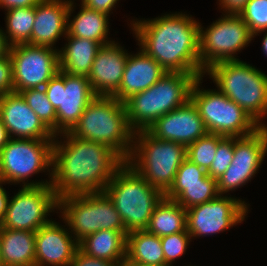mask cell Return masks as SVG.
<instances>
[{"label": "cell", "instance_id": "obj_1", "mask_svg": "<svg viewBox=\"0 0 267 266\" xmlns=\"http://www.w3.org/2000/svg\"><path fill=\"white\" fill-rule=\"evenodd\" d=\"M58 135H55L52 147L50 178L57 198L104 192L125 161L104 144L80 139L68 132Z\"/></svg>", "mask_w": 267, "mask_h": 266}, {"label": "cell", "instance_id": "obj_2", "mask_svg": "<svg viewBox=\"0 0 267 266\" xmlns=\"http://www.w3.org/2000/svg\"><path fill=\"white\" fill-rule=\"evenodd\" d=\"M131 22L140 49L167 72L204 77L205 70L201 67L199 58L201 23L192 15L176 12Z\"/></svg>", "mask_w": 267, "mask_h": 266}, {"label": "cell", "instance_id": "obj_3", "mask_svg": "<svg viewBox=\"0 0 267 266\" xmlns=\"http://www.w3.org/2000/svg\"><path fill=\"white\" fill-rule=\"evenodd\" d=\"M68 133L110 147L125 162L130 157L134 131L127 121L125 103L113 96H96Z\"/></svg>", "mask_w": 267, "mask_h": 266}, {"label": "cell", "instance_id": "obj_4", "mask_svg": "<svg viewBox=\"0 0 267 266\" xmlns=\"http://www.w3.org/2000/svg\"><path fill=\"white\" fill-rule=\"evenodd\" d=\"M197 78L196 74L167 72L150 88L132 95L124 102L130 128L148 130L158 118L184 106Z\"/></svg>", "mask_w": 267, "mask_h": 266}, {"label": "cell", "instance_id": "obj_5", "mask_svg": "<svg viewBox=\"0 0 267 266\" xmlns=\"http://www.w3.org/2000/svg\"><path fill=\"white\" fill-rule=\"evenodd\" d=\"M205 74L217 89L243 108L261 127L267 116V75L241 61H221L211 65ZM262 120V121H261Z\"/></svg>", "mask_w": 267, "mask_h": 266}, {"label": "cell", "instance_id": "obj_6", "mask_svg": "<svg viewBox=\"0 0 267 266\" xmlns=\"http://www.w3.org/2000/svg\"><path fill=\"white\" fill-rule=\"evenodd\" d=\"M104 192L113 202L128 233L145 230L156 205L164 197L126 162L115 172Z\"/></svg>", "mask_w": 267, "mask_h": 266}, {"label": "cell", "instance_id": "obj_7", "mask_svg": "<svg viewBox=\"0 0 267 266\" xmlns=\"http://www.w3.org/2000/svg\"><path fill=\"white\" fill-rule=\"evenodd\" d=\"M186 146L160 140L147 130L134 132L128 163L152 187L165 194L173 184L176 172L187 156Z\"/></svg>", "mask_w": 267, "mask_h": 266}, {"label": "cell", "instance_id": "obj_8", "mask_svg": "<svg viewBox=\"0 0 267 266\" xmlns=\"http://www.w3.org/2000/svg\"><path fill=\"white\" fill-rule=\"evenodd\" d=\"M202 77L191 88L190 100L197 107L208 133L224 137H245L261 126L238 104L218 89H200Z\"/></svg>", "mask_w": 267, "mask_h": 266}, {"label": "cell", "instance_id": "obj_9", "mask_svg": "<svg viewBox=\"0 0 267 266\" xmlns=\"http://www.w3.org/2000/svg\"><path fill=\"white\" fill-rule=\"evenodd\" d=\"M54 140L11 138L0 151V179L22 187L51 185L49 181H31L29 178L41 171L52 177V147ZM27 179V182H26Z\"/></svg>", "mask_w": 267, "mask_h": 266}, {"label": "cell", "instance_id": "obj_10", "mask_svg": "<svg viewBox=\"0 0 267 266\" xmlns=\"http://www.w3.org/2000/svg\"><path fill=\"white\" fill-rule=\"evenodd\" d=\"M253 38L248 25L235 13H225L206 29L199 25L201 67L207 70L217 62L240 60L236 58L237 52L247 47Z\"/></svg>", "mask_w": 267, "mask_h": 266}, {"label": "cell", "instance_id": "obj_11", "mask_svg": "<svg viewBox=\"0 0 267 266\" xmlns=\"http://www.w3.org/2000/svg\"><path fill=\"white\" fill-rule=\"evenodd\" d=\"M44 90L56 110L57 135L69 132L96 97L88 77L71 75L61 70L46 83Z\"/></svg>", "mask_w": 267, "mask_h": 266}, {"label": "cell", "instance_id": "obj_12", "mask_svg": "<svg viewBox=\"0 0 267 266\" xmlns=\"http://www.w3.org/2000/svg\"><path fill=\"white\" fill-rule=\"evenodd\" d=\"M58 209V198L52 185L22 187L8 199L1 228L36 232L52 219L50 212Z\"/></svg>", "mask_w": 267, "mask_h": 266}, {"label": "cell", "instance_id": "obj_13", "mask_svg": "<svg viewBox=\"0 0 267 266\" xmlns=\"http://www.w3.org/2000/svg\"><path fill=\"white\" fill-rule=\"evenodd\" d=\"M13 92L41 88L60 70L58 49L18 44L9 48Z\"/></svg>", "mask_w": 267, "mask_h": 266}, {"label": "cell", "instance_id": "obj_14", "mask_svg": "<svg viewBox=\"0 0 267 266\" xmlns=\"http://www.w3.org/2000/svg\"><path fill=\"white\" fill-rule=\"evenodd\" d=\"M250 204L231 195L186 209L187 232L193 237L217 234L243 222Z\"/></svg>", "mask_w": 267, "mask_h": 266}, {"label": "cell", "instance_id": "obj_15", "mask_svg": "<svg viewBox=\"0 0 267 266\" xmlns=\"http://www.w3.org/2000/svg\"><path fill=\"white\" fill-rule=\"evenodd\" d=\"M267 153V127L245 137H235L234 156L231 165L217 179L219 195L246 185L255 176Z\"/></svg>", "mask_w": 267, "mask_h": 266}, {"label": "cell", "instance_id": "obj_16", "mask_svg": "<svg viewBox=\"0 0 267 266\" xmlns=\"http://www.w3.org/2000/svg\"><path fill=\"white\" fill-rule=\"evenodd\" d=\"M0 119L10 138L54 140L55 134L27 105L20 93L0 96Z\"/></svg>", "mask_w": 267, "mask_h": 266}, {"label": "cell", "instance_id": "obj_17", "mask_svg": "<svg viewBox=\"0 0 267 266\" xmlns=\"http://www.w3.org/2000/svg\"><path fill=\"white\" fill-rule=\"evenodd\" d=\"M147 131L155 138L181 143L186 147L208 133L191 100L158 118Z\"/></svg>", "mask_w": 267, "mask_h": 266}, {"label": "cell", "instance_id": "obj_18", "mask_svg": "<svg viewBox=\"0 0 267 266\" xmlns=\"http://www.w3.org/2000/svg\"><path fill=\"white\" fill-rule=\"evenodd\" d=\"M54 220L35 232V266H69L78 241Z\"/></svg>", "mask_w": 267, "mask_h": 266}, {"label": "cell", "instance_id": "obj_19", "mask_svg": "<svg viewBox=\"0 0 267 266\" xmlns=\"http://www.w3.org/2000/svg\"><path fill=\"white\" fill-rule=\"evenodd\" d=\"M128 54L115 41L100 48L88 75L96 96H113L119 90Z\"/></svg>", "mask_w": 267, "mask_h": 266}, {"label": "cell", "instance_id": "obj_20", "mask_svg": "<svg viewBox=\"0 0 267 266\" xmlns=\"http://www.w3.org/2000/svg\"><path fill=\"white\" fill-rule=\"evenodd\" d=\"M71 0H41L36 5L31 39L27 44L48 46L67 35V15Z\"/></svg>", "mask_w": 267, "mask_h": 266}, {"label": "cell", "instance_id": "obj_21", "mask_svg": "<svg viewBox=\"0 0 267 266\" xmlns=\"http://www.w3.org/2000/svg\"><path fill=\"white\" fill-rule=\"evenodd\" d=\"M167 71L143 50L128 54L125 70L119 90L113 95L117 100L125 102L132 95L150 88Z\"/></svg>", "mask_w": 267, "mask_h": 266}, {"label": "cell", "instance_id": "obj_22", "mask_svg": "<svg viewBox=\"0 0 267 266\" xmlns=\"http://www.w3.org/2000/svg\"><path fill=\"white\" fill-rule=\"evenodd\" d=\"M59 217L79 242L97 232L96 193L68 195L58 199Z\"/></svg>", "mask_w": 267, "mask_h": 266}, {"label": "cell", "instance_id": "obj_23", "mask_svg": "<svg viewBox=\"0 0 267 266\" xmlns=\"http://www.w3.org/2000/svg\"><path fill=\"white\" fill-rule=\"evenodd\" d=\"M66 43L58 49L59 69L71 75L88 77L91 66L102 45L96 41L70 35Z\"/></svg>", "mask_w": 267, "mask_h": 266}, {"label": "cell", "instance_id": "obj_24", "mask_svg": "<svg viewBox=\"0 0 267 266\" xmlns=\"http://www.w3.org/2000/svg\"><path fill=\"white\" fill-rule=\"evenodd\" d=\"M74 0H71L67 15V34L74 37L89 39L100 43L102 46L114 42L108 40L109 15L91 10L81 4V9L70 20L74 8Z\"/></svg>", "mask_w": 267, "mask_h": 266}, {"label": "cell", "instance_id": "obj_25", "mask_svg": "<svg viewBox=\"0 0 267 266\" xmlns=\"http://www.w3.org/2000/svg\"><path fill=\"white\" fill-rule=\"evenodd\" d=\"M35 232L0 227L3 266H35Z\"/></svg>", "mask_w": 267, "mask_h": 266}, {"label": "cell", "instance_id": "obj_26", "mask_svg": "<svg viewBox=\"0 0 267 266\" xmlns=\"http://www.w3.org/2000/svg\"><path fill=\"white\" fill-rule=\"evenodd\" d=\"M127 235L116 230H100L78 242L79 249L89 256L121 265L126 259Z\"/></svg>", "mask_w": 267, "mask_h": 266}, {"label": "cell", "instance_id": "obj_27", "mask_svg": "<svg viewBox=\"0 0 267 266\" xmlns=\"http://www.w3.org/2000/svg\"><path fill=\"white\" fill-rule=\"evenodd\" d=\"M145 230L158 237L187 232L186 209L174 200L163 197L156 205Z\"/></svg>", "mask_w": 267, "mask_h": 266}, {"label": "cell", "instance_id": "obj_28", "mask_svg": "<svg viewBox=\"0 0 267 266\" xmlns=\"http://www.w3.org/2000/svg\"><path fill=\"white\" fill-rule=\"evenodd\" d=\"M126 258L142 265L165 266V257L160 237L146 230L127 234Z\"/></svg>", "mask_w": 267, "mask_h": 266}, {"label": "cell", "instance_id": "obj_29", "mask_svg": "<svg viewBox=\"0 0 267 266\" xmlns=\"http://www.w3.org/2000/svg\"><path fill=\"white\" fill-rule=\"evenodd\" d=\"M6 30L4 33L8 45L27 44L35 21L36 6L6 10Z\"/></svg>", "mask_w": 267, "mask_h": 266}, {"label": "cell", "instance_id": "obj_30", "mask_svg": "<svg viewBox=\"0 0 267 266\" xmlns=\"http://www.w3.org/2000/svg\"><path fill=\"white\" fill-rule=\"evenodd\" d=\"M218 195L217 180L207 174L202 179V183L183 184V191L174 201L184 209H188L211 201Z\"/></svg>", "mask_w": 267, "mask_h": 266}, {"label": "cell", "instance_id": "obj_31", "mask_svg": "<svg viewBox=\"0 0 267 266\" xmlns=\"http://www.w3.org/2000/svg\"><path fill=\"white\" fill-rule=\"evenodd\" d=\"M19 93L41 121L57 135L56 110L47 98L44 87L27 89Z\"/></svg>", "mask_w": 267, "mask_h": 266}, {"label": "cell", "instance_id": "obj_32", "mask_svg": "<svg viewBox=\"0 0 267 266\" xmlns=\"http://www.w3.org/2000/svg\"><path fill=\"white\" fill-rule=\"evenodd\" d=\"M222 137V135L207 133L186 147V158L207 171L216 155L218 141Z\"/></svg>", "mask_w": 267, "mask_h": 266}, {"label": "cell", "instance_id": "obj_33", "mask_svg": "<svg viewBox=\"0 0 267 266\" xmlns=\"http://www.w3.org/2000/svg\"><path fill=\"white\" fill-rule=\"evenodd\" d=\"M96 218L97 231L116 230L128 234L118 211L105 192L96 193Z\"/></svg>", "mask_w": 267, "mask_h": 266}, {"label": "cell", "instance_id": "obj_34", "mask_svg": "<svg viewBox=\"0 0 267 266\" xmlns=\"http://www.w3.org/2000/svg\"><path fill=\"white\" fill-rule=\"evenodd\" d=\"M206 175L207 173L203 168L186 158L181 163L173 184L164 194V197L174 200L183 191V184L202 183V179Z\"/></svg>", "mask_w": 267, "mask_h": 266}, {"label": "cell", "instance_id": "obj_35", "mask_svg": "<svg viewBox=\"0 0 267 266\" xmlns=\"http://www.w3.org/2000/svg\"><path fill=\"white\" fill-rule=\"evenodd\" d=\"M238 15L248 25L253 37L267 31V0H250Z\"/></svg>", "mask_w": 267, "mask_h": 266}, {"label": "cell", "instance_id": "obj_36", "mask_svg": "<svg viewBox=\"0 0 267 266\" xmlns=\"http://www.w3.org/2000/svg\"><path fill=\"white\" fill-rule=\"evenodd\" d=\"M235 137H222L218 141L216 155L210 168L206 173L214 178L219 179L231 165L234 156Z\"/></svg>", "mask_w": 267, "mask_h": 266}, {"label": "cell", "instance_id": "obj_37", "mask_svg": "<svg viewBox=\"0 0 267 266\" xmlns=\"http://www.w3.org/2000/svg\"><path fill=\"white\" fill-rule=\"evenodd\" d=\"M160 239L165 266H173L172 263L175 262V259H179L186 252L192 238L188 232H179L160 237Z\"/></svg>", "mask_w": 267, "mask_h": 266}, {"label": "cell", "instance_id": "obj_38", "mask_svg": "<svg viewBox=\"0 0 267 266\" xmlns=\"http://www.w3.org/2000/svg\"><path fill=\"white\" fill-rule=\"evenodd\" d=\"M13 92L12 64L9 53L0 58V96Z\"/></svg>", "mask_w": 267, "mask_h": 266}, {"label": "cell", "instance_id": "obj_39", "mask_svg": "<svg viewBox=\"0 0 267 266\" xmlns=\"http://www.w3.org/2000/svg\"><path fill=\"white\" fill-rule=\"evenodd\" d=\"M69 266H119V264L106 259L89 256L78 248Z\"/></svg>", "mask_w": 267, "mask_h": 266}, {"label": "cell", "instance_id": "obj_40", "mask_svg": "<svg viewBox=\"0 0 267 266\" xmlns=\"http://www.w3.org/2000/svg\"><path fill=\"white\" fill-rule=\"evenodd\" d=\"M117 1L119 0H81L86 8L105 13L110 16V13L115 8Z\"/></svg>", "mask_w": 267, "mask_h": 266}, {"label": "cell", "instance_id": "obj_41", "mask_svg": "<svg viewBox=\"0 0 267 266\" xmlns=\"http://www.w3.org/2000/svg\"><path fill=\"white\" fill-rule=\"evenodd\" d=\"M250 0H219V5L223 9V13H235L238 12L249 2Z\"/></svg>", "mask_w": 267, "mask_h": 266}, {"label": "cell", "instance_id": "obj_42", "mask_svg": "<svg viewBox=\"0 0 267 266\" xmlns=\"http://www.w3.org/2000/svg\"><path fill=\"white\" fill-rule=\"evenodd\" d=\"M41 0H0V8L4 10L36 6Z\"/></svg>", "mask_w": 267, "mask_h": 266}, {"label": "cell", "instance_id": "obj_43", "mask_svg": "<svg viewBox=\"0 0 267 266\" xmlns=\"http://www.w3.org/2000/svg\"><path fill=\"white\" fill-rule=\"evenodd\" d=\"M2 184L5 185L6 183L2 179H0V227L3 221L4 214L7 209L8 199L10 198L8 197L7 192L3 188Z\"/></svg>", "mask_w": 267, "mask_h": 266}, {"label": "cell", "instance_id": "obj_44", "mask_svg": "<svg viewBox=\"0 0 267 266\" xmlns=\"http://www.w3.org/2000/svg\"><path fill=\"white\" fill-rule=\"evenodd\" d=\"M9 133L6 129V127L3 125L1 119H0V151L2 148L8 143L10 140Z\"/></svg>", "mask_w": 267, "mask_h": 266}, {"label": "cell", "instance_id": "obj_45", "mask_svg": "<svg viewBox=\"0 0 267 266\" xmlns=\"http://www.w3.org/2000/svg\"><path fill=\"white\" fill-rule=\"evenodd\" d=\"M3 32L4 30L0 29V58L6 56L10 48Z\"/></svg>", "mask_w": 267, "mask_h": 266}, {"label": "cell", "instance_id": "obj_46", "mask_svg": "<svg viewBox=\"0 0 267 266\" xmlns=\"http://www.w3.org/2000/svg\"><path fill=\"white\" fill-rule=\"evenodd\" d=\"M119 266H149V265H142L135 262L129 261L127 258L124 260V262Z\"/></svg>", "mask_w": 267, "mask_h": 266}, {"label": "cell", "instance_id": "obj_47", "mask_svg": "<svg viewBox=\"0 0 267 266\" xmlns=\"http://www.w3.org/2000/svg\"><path fill=\"white\" fill-rule=\"evenodd\" d=\"M262 50L264 54L267 56V33L264 35L263 40H262Z\"/></svg>", "mask_w": 267, "mask_h": 266}, {"label": "cell", "instance_id": "obj_48", "mask_svg": "<svg viewBox=\"0 0 267 266\" xmlns=\"http://www.w3.org/2000/svg\"><path fill=\"white\" fill-rule=\"evenodd\" d=\"M0 266H3L2 255H1V247H0Z\"/></svg>", "mask_w": 267, "mask_h": 266}]
</instances>
